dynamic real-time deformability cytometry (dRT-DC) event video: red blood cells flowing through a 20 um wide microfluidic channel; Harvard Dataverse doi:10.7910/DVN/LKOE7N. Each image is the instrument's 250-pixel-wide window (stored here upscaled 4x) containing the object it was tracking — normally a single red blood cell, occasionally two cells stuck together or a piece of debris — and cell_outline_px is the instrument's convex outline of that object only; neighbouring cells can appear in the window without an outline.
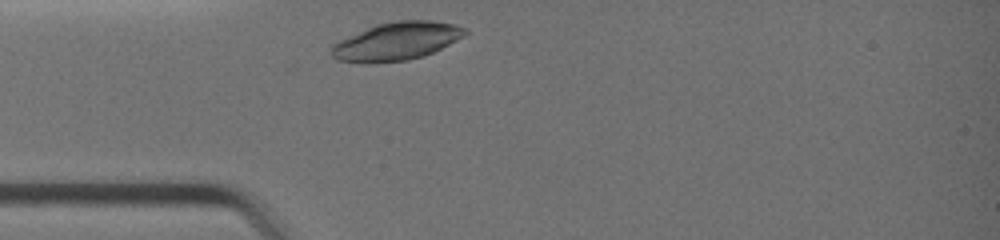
{"species": "common noctule bat (a hibernating species)", "species_latin": "Nyctalus noctula", "temperature_condition": "warm", "stored_images_in_passage": 24, "camera_frame_rate_fps": 3000, "um_per_image_px": 0.085, "animal": {"sex": "female", "body_mass_g": 19.0, "forearm_length_mm": 51.5}, "frame": {"image": 1, "passage_image": 1, "time_ms": 0.0, "image_size_px": [1000, 240], "cell_outline_px": [[468, 32], [464, 36], [424, 56], [408, 60], [376, 64], [364, 64], [336, 60], [328, 52], [328, 48], [332, 44], [340, 40], [376, 24], [396, 20], [432, 20], [456, 24], [468, 28]], "centroid_in_image_um": [33.67, 3.52], "position_along_channel_um": 51.3, "area_um2": 30.11}}
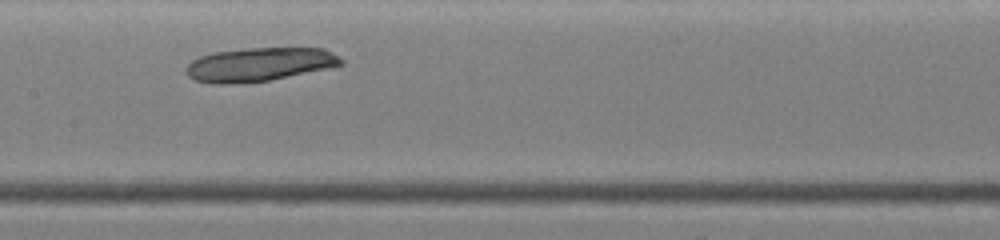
{"frame": {"image": 2, "passage_image": 10, "time_ms": 3.0, "image_size_px": [1000, 240], "cell_outline_px": [[344, 64], [328, 68], [268, 80], [228, 84], [212, 84], [196, 80], [188, 76], [188, 64], [192, 60], [200, 56], [216, 52], [248, 48], [324, 48], [340, 56], [344, 60]], "centroid_in_image_um": [22.08, 5.47], "position_along_channel_um": 185.3, "area_um2": 30.11}}
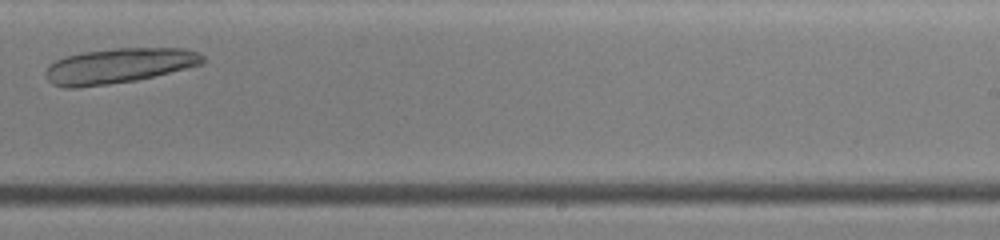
{"frame": {"image": 3, "passage_image": 16, "time_ms": 5.0, "image_size_px": [1000, 240], "cell_outline_px": [[204, 64], [136, 80], [108, 84], [76, 88], [64, 88], [52, 84], [44, 76], [44, 72], [56, 60], [64, 56], [84, 52], [116, 48], [184, 48], [200, 52], [204, 56]], "centroid_in_image_um": [10.11, 5.59], "position_along_channel_um": 278.9, "area_um2": 32.19}}